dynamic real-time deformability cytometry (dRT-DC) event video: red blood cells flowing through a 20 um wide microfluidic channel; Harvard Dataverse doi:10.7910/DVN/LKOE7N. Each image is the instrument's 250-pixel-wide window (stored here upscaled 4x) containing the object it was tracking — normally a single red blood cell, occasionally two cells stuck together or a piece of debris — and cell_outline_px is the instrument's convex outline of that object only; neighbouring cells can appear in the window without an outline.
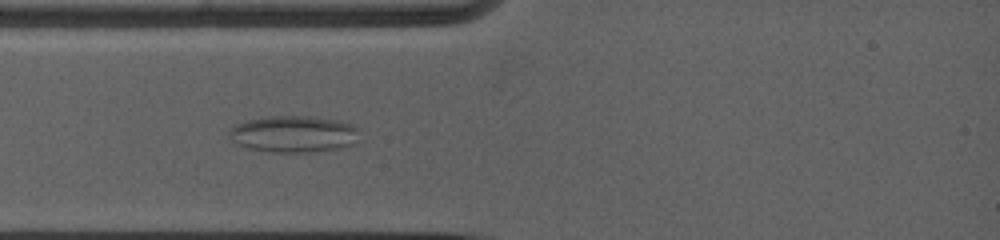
{"species": "common noctule bat (a hibernating species)", "species_latin": "Nyctalus noctula", "temperature_condition": "warm", "stored_images_in_passage": 55, "camera_frame_rate_fps": 5000, "um_per_image_px": 0.085, "animal": {"sex": "female", "body_mass_g": 19.0, "forearm_length_mm": 53.3}, "frame": {"image": 1, "passage_image": 9, "time_ms": 2.2, "image_size_px": [1000, 240], "cell_outline_px": [[356, 128], [352, 144], [340, 148], [308, 152], [272, 152], [244, 148], [236, 144], [228, 136], [228, 132], [236, 124], [248, 120], [268, 116], [312, 116], [340, 120], [352, 124]], "centroid_in_image_um": [24.88, 11.39], "position_along_channel_um": 60.1, "area_um2": 27.69}}
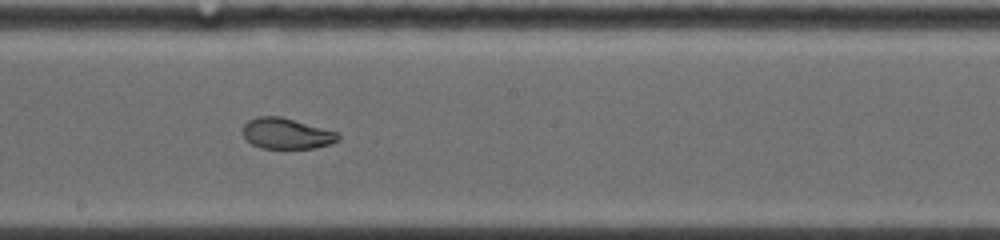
{"frame": {"image": 2, "passage_image": 26, "time_ms": 6.4, "image_size_px": [1000, 240], "cell_outline_px": [[340, 140], [332, 144], [316, 148], [260, 148], [252, 144], [240, 132], [240, 128], [248, 120], [256, 116], [280, 116], [336, 132], [340, 136]], "centroid_in_image_um": [24.31, 11.35], "position_along_channel_um": 223.9, "area_um2": 17.22}}
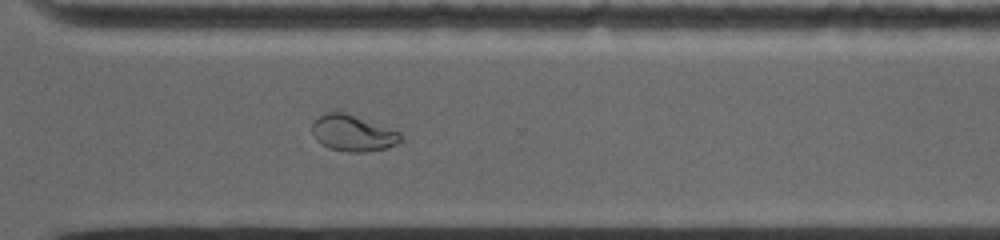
{"frame": {"image": 3, "passage_image": 37, "time_ms": 9.4, "image_size_px": [1000, 240], "cell_outline_px": [[404, 140], [388, 148], [364, 152], [348, 152], [328, 148], [320, 144], [316, 140], [312, 132], [312, 124], [324, 112], [344, 112], [400, 132]], "centroid_in_image_um": [29.99, 11.34], "position_along_channel_um": 340.6, "area_um2": 18.67}, "authors_computed_cell_mechanics": {"area_um2": 20.0566, "velocity_mm_per_s": 3.8931, "shape_relaxation_time_tau1_ms": null, "shape_relaxation_time_tau2_ms": 1.1081, "deformation_change_tau1": null, "deformation_change_tau2": 0.0564}}